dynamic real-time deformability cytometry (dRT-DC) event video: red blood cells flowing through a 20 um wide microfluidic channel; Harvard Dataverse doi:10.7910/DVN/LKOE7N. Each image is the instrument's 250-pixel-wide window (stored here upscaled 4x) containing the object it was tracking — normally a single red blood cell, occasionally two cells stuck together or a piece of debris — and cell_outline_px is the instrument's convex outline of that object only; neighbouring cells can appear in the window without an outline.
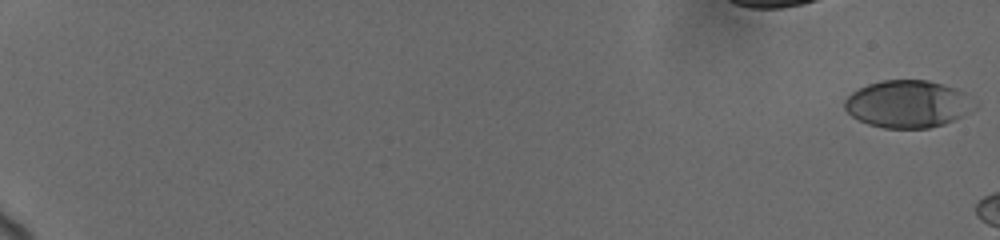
{"species": "human", "species_latin": "Homo sapiens", "temperature_condition": "cold", "stored_images_in_passage": 21, "camera_frame_rate_fps": 3000, "um_per_image_px": 0.085, "donor": {"sex": "female"}, "frame": {"image": 1, "passage_image": 1, "time_ms": 0.0, "image_size_px": [1000, 240], "cell_outline_px": [[964, 92], [960, 116], [944, 124], [928, 128], [884, 128], [868, 124], [852, 116], [844, 108], [844, 100], [852, 92], [868, 84], [884, 80], [928, 80], [956, 88]], "centroid_in_image_um": [76.94, 8.83], "position_along_channel_um": 8.1, "area_um2": 34.22}}